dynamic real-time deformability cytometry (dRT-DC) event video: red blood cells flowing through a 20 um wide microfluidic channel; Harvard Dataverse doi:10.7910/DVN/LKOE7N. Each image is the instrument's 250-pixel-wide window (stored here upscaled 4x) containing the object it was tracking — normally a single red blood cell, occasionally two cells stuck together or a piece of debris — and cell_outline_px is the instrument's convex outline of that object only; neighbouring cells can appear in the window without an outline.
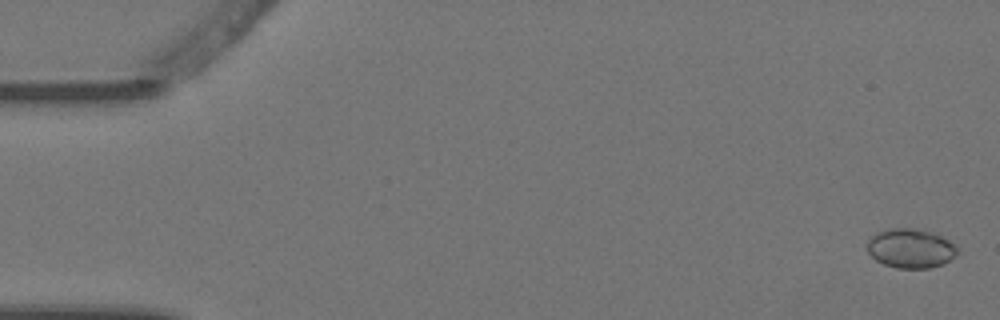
{"species": "Egyptian fruit bat (a non-hibernating species)", "species_latin": "Rousettus aegyptiacus", "temperature_condition": "warm", "stored_images_in_passage": 5, "camera_frame_rate_fps": 3000, "um_per_image_px": 0.085, "animal": {"sex": "female"}, "frame": {"image": 1, "passage_image": 1, "time_ms": 0.0, "image_size_px": [1000, 320], "cell_outline_px": [[960, 252], [956, 256], [944, 264], [932, 268], [896, 268], [884, 264], [876, 260], [868, 252], [868, 240], [876, 232], [888, 228], [916, 228], [932, 232], [956, 244], [960, 248]], "centroid_in_image_um": [77.45, 21.11], "position_along_channel_um": 7.5, "area_um2": 20.98}}
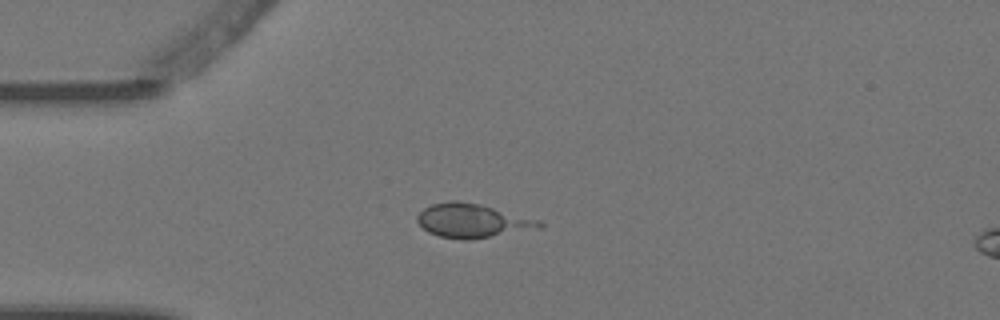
{"frame": {"image": 2, "passage_image": 4, "time_ms": 1.0, "image_size_px": [1000, 320], "cell_outline_px": [[544, 224], [540, 228], [464, 240], [440, 236], [428, 232], [416, 220], [416, 216], [424, 208], [432, 204], [448, 200], [456, 200], [480, 204], [540, 220]], "centroid_in_image_um": [40.12, 18.74], "position_along_channel_um": 44.9, "area_um2": 23.76}}